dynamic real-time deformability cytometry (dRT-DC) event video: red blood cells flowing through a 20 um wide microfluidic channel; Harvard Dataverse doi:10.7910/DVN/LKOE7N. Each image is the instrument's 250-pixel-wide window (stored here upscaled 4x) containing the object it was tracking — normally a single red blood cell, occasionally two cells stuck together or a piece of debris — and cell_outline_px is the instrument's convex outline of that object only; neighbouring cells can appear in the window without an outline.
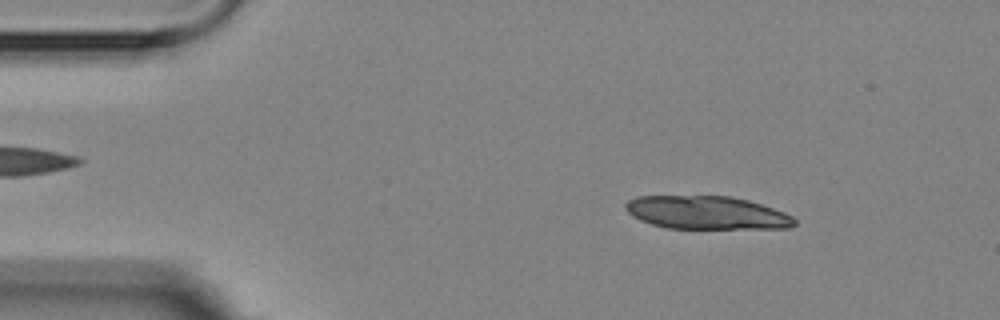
{"species": "Egyptian fruit bat (a non-hibernating species)", "species_latin": "Rousettus aegyptiacus", "temperature_condition": "room temperature", "stored_images_in_passage": 5, "camera_frame_rate_fps": 3000, "um_per_image_px": 0.085, "animal": {"sex": "female"}, "frame": {"image": 1, "passage_image": 2, "time_ms": 1.0, "image_size_px": [1000, 320], "cell_outline_px": [[796, 224], [788, 228], [668, 228], [652, 224], [640, 220], [632, 216], [624, 208], [624, 204], [628, 200], [636, 196], [728, 196], [748, 200], [784, 212], [792, 216], [796, 220]], "centroid_in_image_um": [60.04, 18.07], "position_along_channel_um": 25.0, "area_um2": 32.54}}